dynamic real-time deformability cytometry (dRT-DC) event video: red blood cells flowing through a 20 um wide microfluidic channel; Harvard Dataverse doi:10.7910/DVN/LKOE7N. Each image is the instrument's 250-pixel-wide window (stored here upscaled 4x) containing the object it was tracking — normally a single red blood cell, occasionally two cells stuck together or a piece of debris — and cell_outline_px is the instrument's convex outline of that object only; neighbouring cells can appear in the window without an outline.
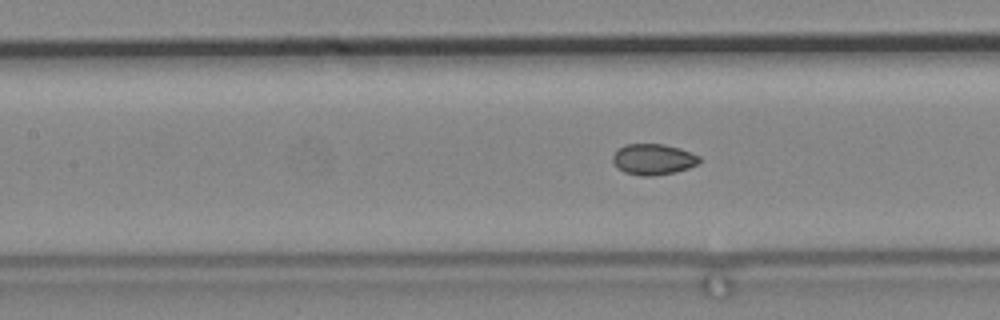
{"species": "common noctule bat (a hibernating species)", "species_latin": "Nyctalus noctula", "temperature_condition": "cold", "stored_images_in_passage": 62, "segment_of_instrument_passage": [2, 2], "camera_frame_rate_fps": 3000, "um_per_image_px": 0.085, "animal": {"sex": "male", "body_mass_g": 19.2, "forearm_length_mm": 51.8}, "frame": {"image": 1, "passage_image": 24, "time_ms": 7.667, "image_size_px": [1000, 320], "cell_outline_px": [[700, 164], [676, 172], [652, 176], [640, 176], [624, 172], [612, 164], [612, 156], [624, 144], [664, 144], [680, 148], [700, 156]], "centroid_in_image_um": [55.53, 13.55], "position_along_channel_um": 151.9, "area_um2": 15.78}}
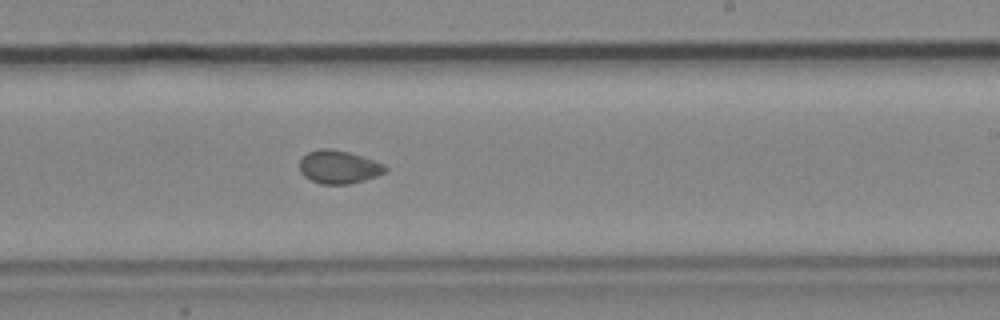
{"frame": {"image": 2, "passage_image": 35, "time_ms": 11.333, "image_size_px": [1000, 320], "cell_outline_px": [[388, 168], [384, 172], [376, 176], [364, 180], [348, 184], [320, 184], [304, 176], [300, 172], [300, 160], [308, 152], [320, 148], [332, 148], [348, 152], [384, 164]], "centroid_in_image_um": [28.77, 14.19], "position_along_channel_um": 260.2, "area_um2": 16.42}}
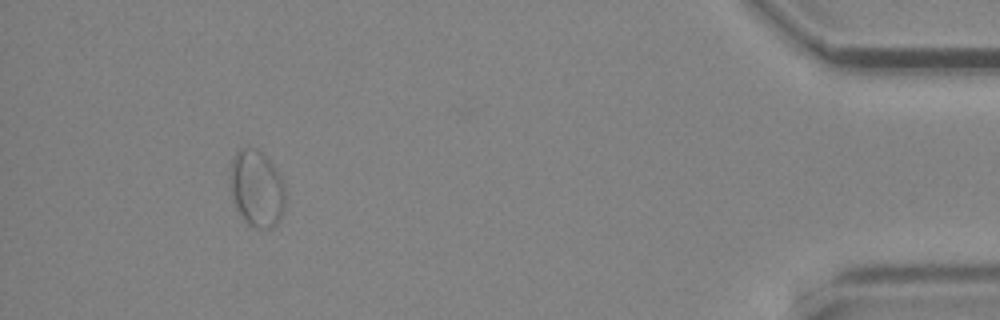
{"frame": {"image": 3, "passage_image": 57, "time_ms": 18.667, "image_size_px": [1000, 320], "cell_outline_px": [[284, 208], [280, 220], [272, 228], [256, 228], [248, 224], [244, 220], [232, 200], [232, 156], [240, 148], [256, 148], [272, 164], [280, 176], [284, 184]], "centroid_in_image_um": [21.84, 16.05], "position_along_channel_um": 413.4, "area_um2": 24.22}}